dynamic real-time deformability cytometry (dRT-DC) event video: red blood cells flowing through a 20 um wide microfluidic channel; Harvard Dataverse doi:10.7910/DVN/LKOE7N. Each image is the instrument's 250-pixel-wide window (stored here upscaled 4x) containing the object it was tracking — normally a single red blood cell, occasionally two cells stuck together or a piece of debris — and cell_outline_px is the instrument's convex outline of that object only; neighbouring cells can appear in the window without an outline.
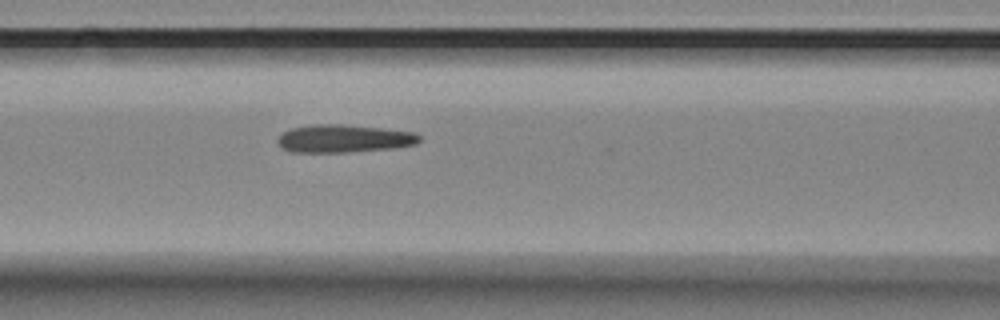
{"species": "Egyptian fruit bat (a non-hibernating species)", "species_latin": "Rousettus aegyptiacus", "temperature_condition": "room temperature", "stored_images_in_passage": 7, "camera_frame_rate_fps": 3000, "um_per_image_px": 0.085, "animal": {"sex": "female"}, "frame": {"image": 1, "passage_image": 7, "time_ms": 2.0, "image_size_px": [1000, 320], "cell_outline_px": [[420, 140], [416, 144], [392, 148], [348, 152], [292, 152], [280, 148], [276, 140], [284, 132], [292, 128], [316, 124], [340, 124], [380, 128], [416, 132], [420, 136]], "centroid_in_image_um": [29.22, 11.78], "position_along_channel_um": 137.4, "area_um2": 22.95}}